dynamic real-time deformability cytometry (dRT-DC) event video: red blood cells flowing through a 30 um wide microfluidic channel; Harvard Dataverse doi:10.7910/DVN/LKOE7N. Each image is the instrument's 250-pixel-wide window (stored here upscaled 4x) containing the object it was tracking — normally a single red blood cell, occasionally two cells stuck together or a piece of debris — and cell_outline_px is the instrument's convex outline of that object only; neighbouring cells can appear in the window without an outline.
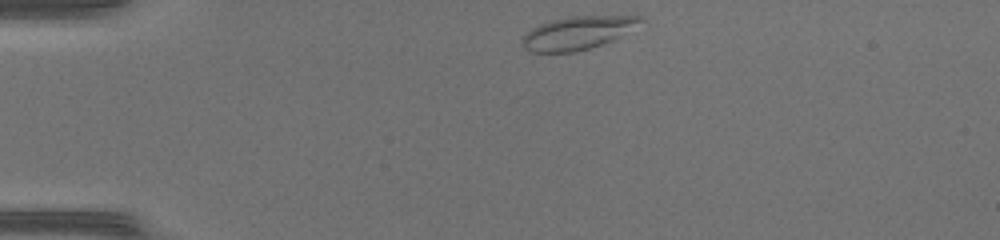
{"species": "common noctule bat (a hibernating species)", "species_latin": "Nyctalus noctula", "temperature_condition": "warm", "stored_images_in_passage": 39, "camera_frame_rate_fps": 3000, "um_per_image_px": 0.085, "animal": {"sex": "female", "body_mass_g": 17.0, "forearm_length_mm": 48.0}, "frame": {"image": 1, "passage_image": 1, "time_ms": 0.0, "image_size_px": [1000, 240], "cell_outline_px": [[648, 20], [620, 36], [612, 40], [576, 52], [532, 52], [524, 48], [520, 44], [520, 36], [532, 28], [540, 24], [552, 20], [568, 16], [640, 16]], "centroid_in_image_um": [49.06, 2.79], "position_along_channel_um": 35.9, "area_um2": 22.95}}
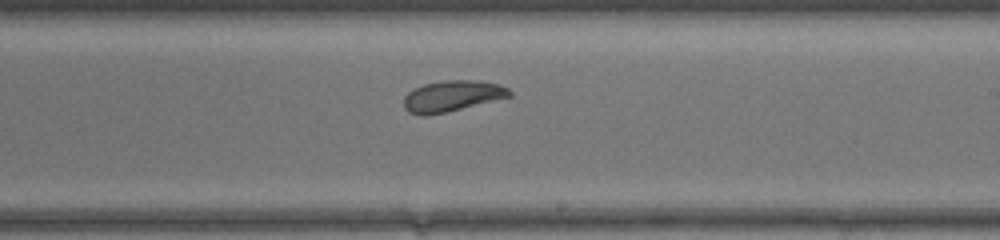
{"frame": {"image": 2, "passage_image": 20, "time_ms": 6.333, "image_size_px": [1000, 240], "cell_outline_px": [[512, 96], [444, 112], [424, 116], [420, 116], [408, 112], [404, 108], [404, 96], [408, 92], [424, 84], [444, 80], [476, 80], [496, 84], [508, 88], [512, 92]], "centroid_in_image_um": [38.4, 8.16], "position_along_channel_um": 250.6, "area_um2": 18.84}}
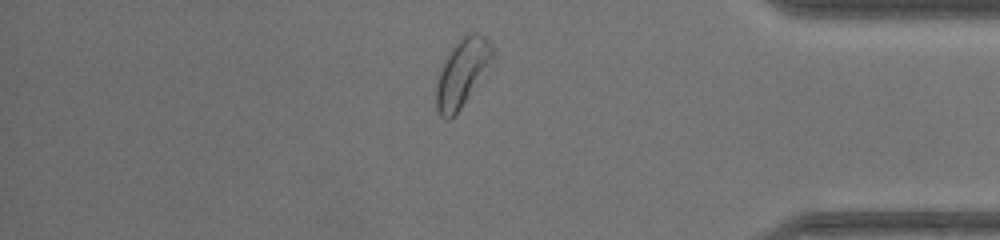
{"frame": {"image": 3, "passage_image": 32, "time_ms": 10.333, "image_size_px": [1000, 240], "cell_outline_px": [[492, 60], [456, 116], [452, 120], [444, 120], [440, 116], [436, 108], [436, 80], [440, 68], [444, 60], [452, 48], [464, 36], [472, 32], [476, 32], [484, 36], [488, 40], [492, 48]], "centroid_in_image_um": [39.23, 6.25], "position_along_channel_um": 396.0, "area_um2": 21.91}, "authors_computed_cell_mechanics": {"area_um2": 20.1722, "velocity_mm_per_s": 4.2494, "shape_relaxation_time_tau1_ms": 3.2273, "shape_relaxation_time_tau2_ms": 2.2515, "deformation_change_tau1": 0.132, "deformation_change_tau2": 0.0937}}